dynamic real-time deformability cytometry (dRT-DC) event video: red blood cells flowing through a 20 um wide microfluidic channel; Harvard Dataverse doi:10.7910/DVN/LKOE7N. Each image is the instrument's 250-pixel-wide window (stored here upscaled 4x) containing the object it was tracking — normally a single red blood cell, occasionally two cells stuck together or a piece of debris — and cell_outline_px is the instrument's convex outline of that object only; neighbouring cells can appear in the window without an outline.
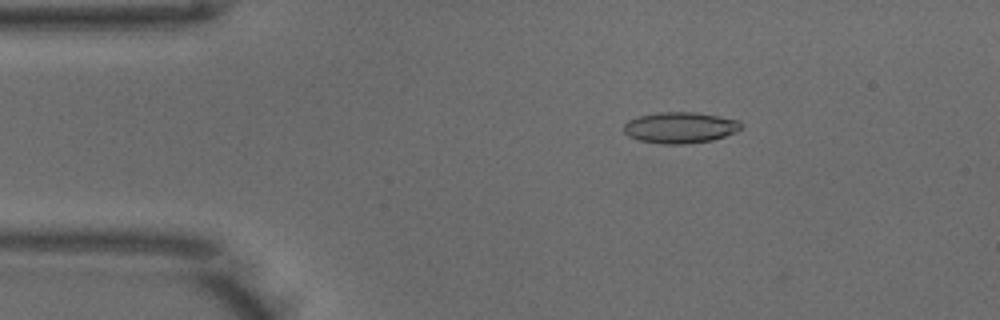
{"species": "common noctule bat (a hibernating species)", "species_latin": "Nyctalus noctula", "temperature_condition": "warm", "stored_images_in_passage": 46, "camera_frame_rate_fps": 3000, "um_per_image_px": 0.085, "animal": {"sex": "male", "body_mass_g": 18.8}, "frame": {"image": 1, "passage_image": 4, "time_ms": 1.0, "image_size_px": [1000, 320], "cell_outline_px": [[740, 128], [736, 132], [712, 140], [684, 144], [660, 144], [640, 140], [628, 136], [624, 132], [624, 124], [628, 120], [640, 116], [656, 112], [696, 112], [740, 120]], "centroid_in_image_um": [57.79, 10.84], "position_along_channel_um": 27.2, "area_um2": 21.21}}
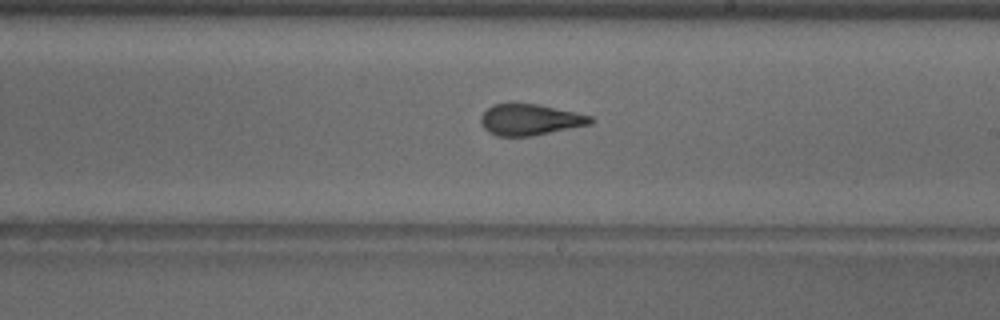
{"frame": {"image": 2, "passage_image": 24, "time_ms": 7.667, "image_size_px": [1000, 320], "cell_outline_px": [[596, 120], [592, 124], [532, 136], [496, 136], [488, 132], [484, 128], [480, 120], [480, 116], [492, 104], [512, 100], [540, 104], [576, 112], [592, 116]], "centroid_in_image_um": [45.04, 10.13], "position_along_channel_um": 244.0, "area_um2": 20.75}}
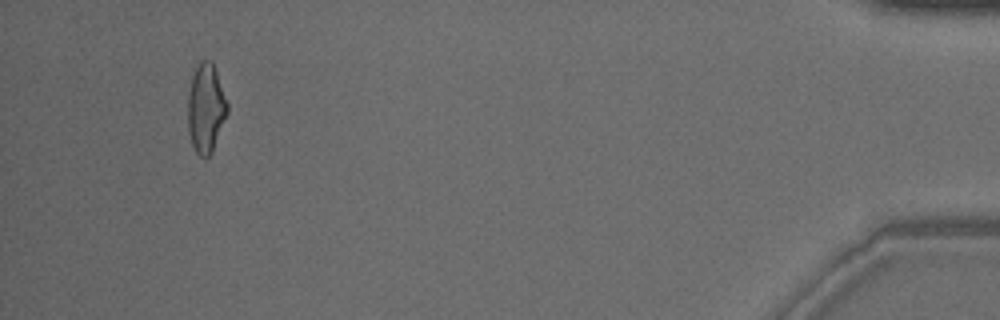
{"frame": {"image": 3, "passage_image": 43, "time_ms": 14.0, "image_size_px": [1000, 320], "cell_outline_px": [[228, 112], [212, 152], [204, 160], [196, 152], [192, 144], [188, 132], [188, 92], [192, 76], [200, 60], [212, 60], [228, 104]], "centroid_in_image_um": [17.49, 9.21], "position_along_channel_um": 417.7, "area_um2": 20.52}, "authors_computed_cell_mechanics": {"area_um2": 20.4323, "velocity_mm_per_s": 3.9712, "shape_relaxation_time_tau1_ms": 4.2643, "shape_relaxation_time_tau2_ms": 1.2717, "deformation_change_tau1": 0.1843, "deformation_change_tau2": 0.1098}}